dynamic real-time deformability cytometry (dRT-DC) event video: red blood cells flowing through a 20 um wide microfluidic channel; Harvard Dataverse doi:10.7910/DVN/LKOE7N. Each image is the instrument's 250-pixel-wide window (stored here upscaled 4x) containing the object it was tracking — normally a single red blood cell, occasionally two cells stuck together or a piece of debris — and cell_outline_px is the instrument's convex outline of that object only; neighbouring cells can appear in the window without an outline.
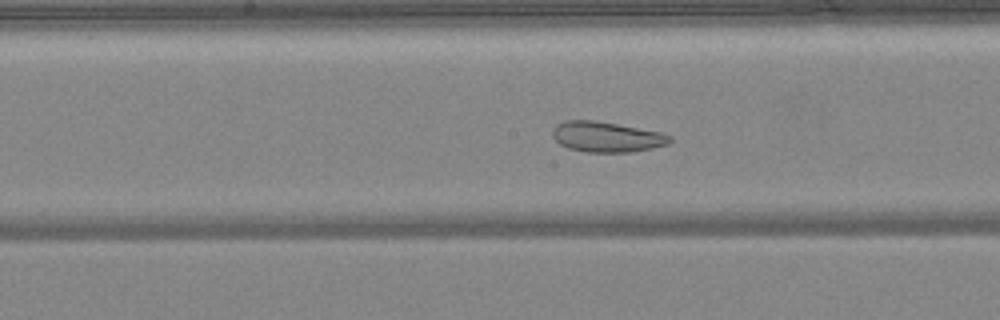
{"species": "common noctule bat (a hibernating species)", "species_latin": "Nyctalus noctula", "temperature_condition": "warm", "stored_images_in_passage": 35, "camera_frame_rate_fps": 3000, "um_per_image_px": 0.085, "animal": {"sex": "female", "body_mass_g": 24.6, "forearm_length_mm": 56.2}, "frame": {"image": 1, "passage_image": 11, "time_ms": 3.333, "image_size_px": [1000, 320], "cell_outline_px": [[672, 140], [668, 144], [652, 148], [632, 152], [588, 152], [568, 148], [560, 144], [552, 136], [552, 128], [556, 124], [564, 120], [596, 120], [660, 132], [672, 136]], "centroid_in_image_um": [51.54, 11.63], "position_along_channel_um": 196.7, "area_um2": 20.87}}
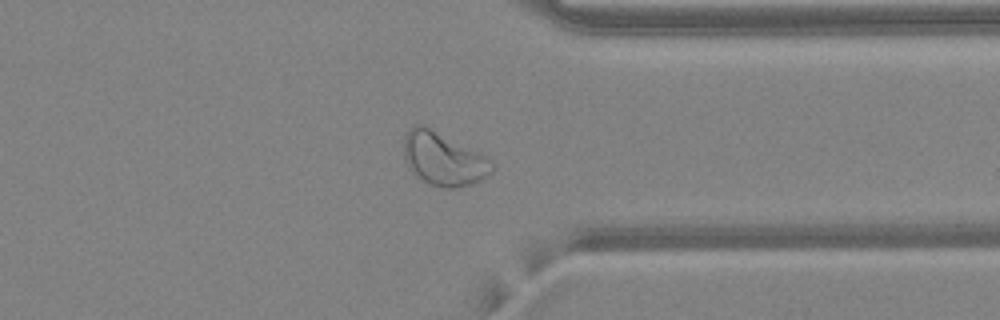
{"frame": {"image": 2, "passage_image": 24, "time_ms": 7.667, "image_size_px": [1000, 320], "cell_outline_px": [[496, 168], [488, 176], [480, 180], [456, 188], [444, 188], [432, 184], [424, 180], [412, 172], [404, 160], [404, 136], [416, 124], [424, 124], [480, 152], [496, 164]], "centroid_in_image_um": [37.72, 13.49], "position_along_channel_um": 373.7, "area_um2": 27.4}}
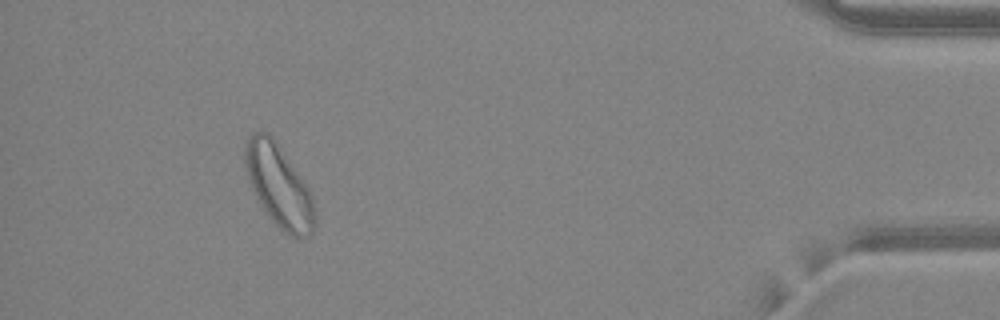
{"frame": {"image": 3, "passage_image": 31, "time_ms": 10.0, "image_size_px": [1000, 320], "cell_outline_px": [[316, 224], [312, 232], [304, 236], [292, 236], [284, 232], [272, 220], [260, 204], [252, 188], [244, 164], [244, 144], [256, 132], [268, 132], [276, 140], [308, 188], [312, 196], [316, 216]], "centroid_in_image_um": [23.71, 15.79], "position_along_channel_um": 411.5, "area_um2": 32.89}, "authors_computed_cell_mechanics": {"area_um2": 22.9466, "velocity_mm_per_s": 4.1714, "shape_relaxation_time_tau1_ms": null, "shape_relaxation_time_tau2_ms": 2.1983, "deformation_change_tau1": null, "deformation_change_tau2": 0.0876}}